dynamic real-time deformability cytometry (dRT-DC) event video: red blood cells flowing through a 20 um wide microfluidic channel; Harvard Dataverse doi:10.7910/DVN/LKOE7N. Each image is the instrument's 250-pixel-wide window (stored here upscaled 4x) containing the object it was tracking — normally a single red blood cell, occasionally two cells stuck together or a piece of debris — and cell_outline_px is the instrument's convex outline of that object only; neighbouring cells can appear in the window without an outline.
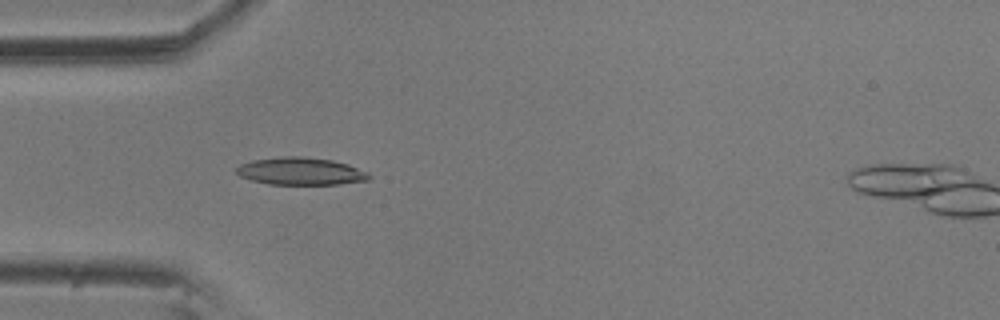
{"species": "common noctule bat (a hibernating species)", "species_latin": "Nyctalus noctula", "temperature_condition": "room temperature", "stored_images_in_passage": 57, "segment_of_instrument_passage": [1, 2], "camera_frame_rate_fps": 3000, "um_per_image_px": 0.085, "animal": {"sex": "male", "body_mass_g": 20.5, "forearm_length_mm": 52.5}, "frame": {"image": 1, "passage_image": 16, "time_ms": 5.0, "image_size_px": [1000, 320], "cell_outline_px": [[372, 176], [368, 180], [340, 184], [268, 184], [252, 180], [240, 176], [236, 172], [236, 168], [240, 164], [252, 160], [280, 156], [300, 156], [332, 160], [348, 164], [368, 172]], "centroid_in_image_um": [25.56, 14.55], "position_along_channel_um": 59.4, "area_um2": 21.27}}
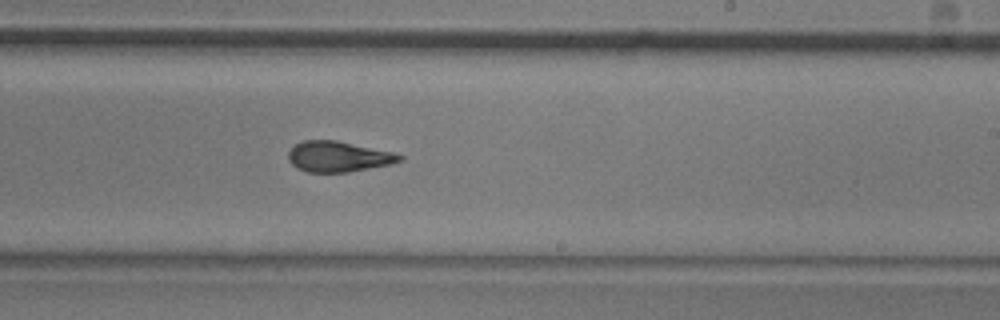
{"frame": {"image": 2, "passage_image": 33, "time_ms": 10.667, "image_size_px": [1000, 320], "cell_outline_px": [[404, 160], [392, 164], [348, 172], [308, 172], [296, 168], [288, 160], [288, 152], [296, 144], [304, 140], [336, 140], [392, 152], [404, 156]], "centroid_in_image_um": [28.76, 13.31], "position_along_channel_um": 260.2, "area_um2": 19.83}}
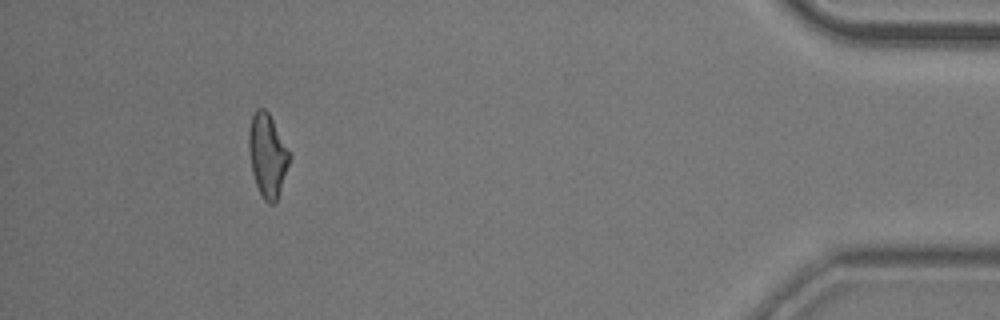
{"frame": {"image": 3, "passage_image": 51, "time_ms": 16.667, "image_size_px": [1000, 320], "cell_outline_px": [[292, 156], [276, 204], [268, 204], [264, 200], [256, 184], [252, 172], [248, 148], [248, 132], [252, 116], [256, 108], [264, 108], [268, 112]], "centroid_in_image_um": [22.74, 13.22], "position_along_channel_um": 412.5, "area_um2": 19.83}}